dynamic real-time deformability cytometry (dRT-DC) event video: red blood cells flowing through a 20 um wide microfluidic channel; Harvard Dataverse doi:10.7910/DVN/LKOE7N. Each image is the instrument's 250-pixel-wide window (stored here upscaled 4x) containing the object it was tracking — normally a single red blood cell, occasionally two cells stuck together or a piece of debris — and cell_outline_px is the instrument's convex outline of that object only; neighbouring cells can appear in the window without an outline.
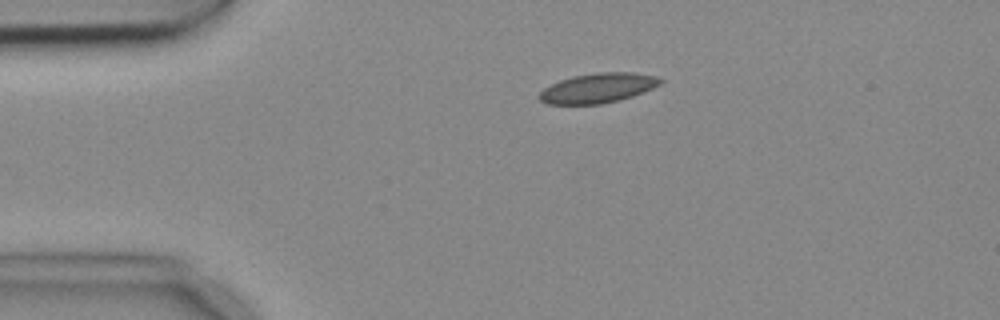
{"species": "common noctule bat (a hibernating species)", "species_latin": "Nyctalus noctula", "temperature_condition": "cold", "stored_images_in_passage": 6, "camera_frame_rate_fps": 3000, "um_per_image_px": 0.085, "animal": {"sex": "female", "body_mass_g": 18.4}, "frame": {"image": 1, "passage_image": 3, "time_ms": 0.667, "image_size_px": [1000, 320], "cell_outline_px": [[664, 80], [660, 84], [644, 92], [620, 100], [600, 104], [548, 104], [540, 100], [536, 96], [544, 88], [560, 80], [572, 76], [596, 72], [632, 72], [656, 76]], "centroid_in_image_um": [50.82, 7.48], "position_along_channel_um": 34.2, "area_um2": 21.04}}
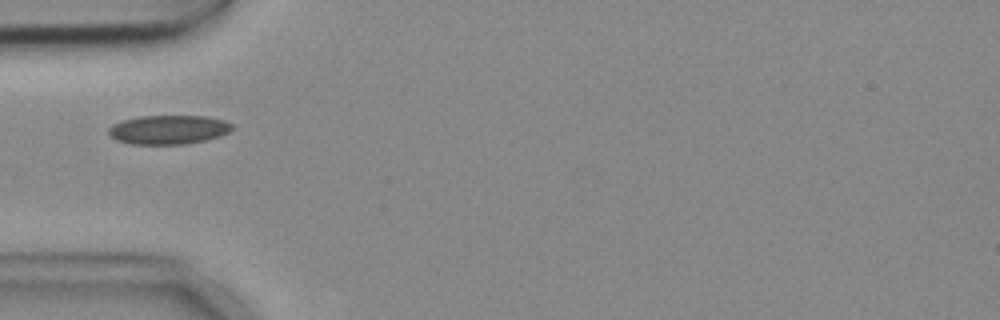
{"frame": {"image": 2, "passage_image": 4, "time_ms": 1.0, "image_size_px": [1000, 320], "cell_outline_px": [[232, 128], [228, 132], [220, 136], [204, 140], [184, 144], [132, 144], [116, 140], [108, 132], [108, 128], [112, 124], [120, 120], [140, 116], [204, 116], [224, 120], [232, 124]], "centroid_in_image_um": [14.29, 11.01], "position_along_channel_um": 70.7, "area_um2": 20.87}}
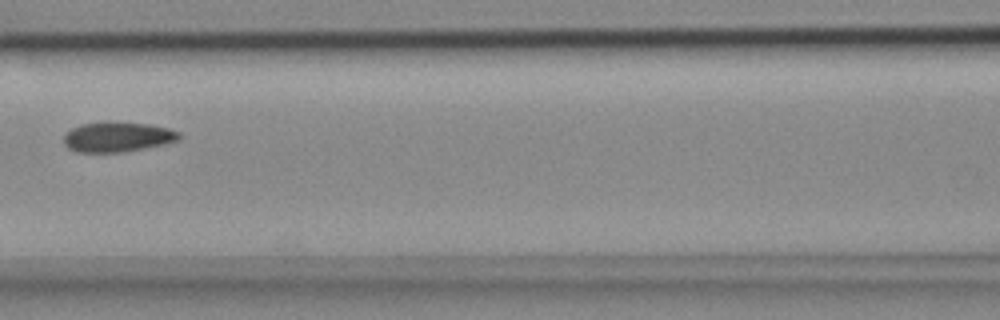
{"frame": {"image": 3, "passage_image": 6, "time_ms": 1.667, "image_size_px": [1000, 320], "cell_outline_px": [[180, 140], [164, 144], [120, 152], [76, 152], [68, 148], [64, 144], [64, 132], [80, 124], [104, 120], [148, 124], [168, 128], [180, 132]], "centroid_in_image_um": [9.94, 11.61], "position_along_channel_um": 156.7, "area_um2": 20.46}}